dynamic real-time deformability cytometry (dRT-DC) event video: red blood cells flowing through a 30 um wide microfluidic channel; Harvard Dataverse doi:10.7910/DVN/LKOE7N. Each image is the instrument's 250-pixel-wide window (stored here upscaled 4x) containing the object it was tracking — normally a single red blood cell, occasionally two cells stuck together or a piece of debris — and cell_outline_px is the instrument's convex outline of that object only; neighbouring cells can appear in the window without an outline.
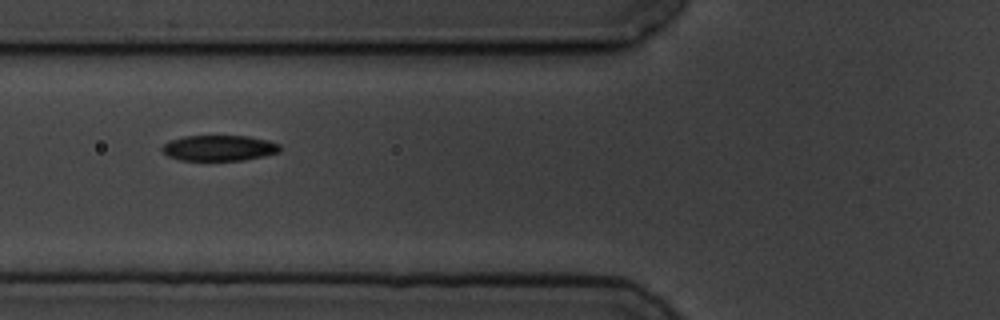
{"species": "common noctule bat (a hibernating species)", "species_latin": "Nyctalus noctula", "temperature_condition": "cold", "stored_images_in_passage": 7, "camera_frame_rate_fps": 3000, "um_per_image_px": 0.085, "animal": {"sex": "male", "body_mass_g": 19.5, "forearm_length_mm": 54.6}, "frame": {"image": 1, "passage_image": 7, "time_ms": 7.0, "image_size_px": [1000, 320], "cell_outline_px": [[280, 152], [264, 156], [244, 160], [180, 160], [168, 156], [160, 148], [168, 140], [184, 136], [248, 136], [268, 140], [280, 144]], "centroid_in_image_um": [18.62, 12.58], "position_along_channel_um": 107.2, "area_um2": 17.69}}